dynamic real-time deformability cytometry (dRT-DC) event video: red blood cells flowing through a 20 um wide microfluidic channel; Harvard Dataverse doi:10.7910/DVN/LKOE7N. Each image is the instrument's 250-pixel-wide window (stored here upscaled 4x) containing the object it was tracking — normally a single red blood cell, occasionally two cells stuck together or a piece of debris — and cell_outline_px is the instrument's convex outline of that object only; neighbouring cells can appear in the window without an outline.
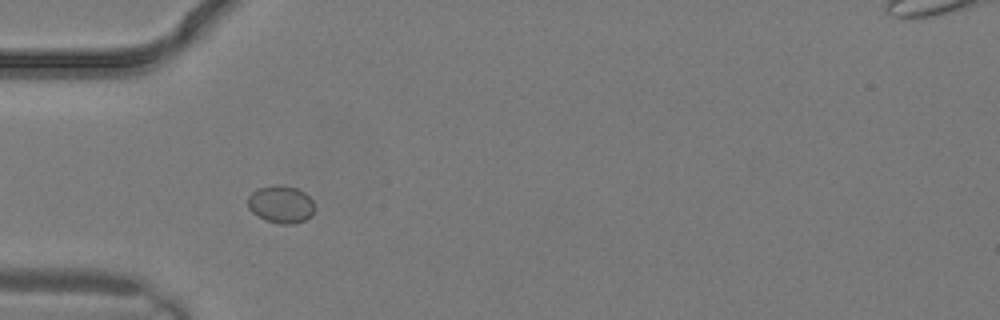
{"species": "common noctule bat (a hibernating species)", "species_latin": "Nyctalus noctula", "temperature_condition": "warm", "stored_images_in_passage": 1, "camera_frame_rate_fps": 3000, "um_per_image_px": 0.085, "animal": {"sex": "male", "body_mass_g": 19.2, "forearm_length_mm": 51.8}, "frame": {"image": 1, "passage_image": 1, "time_ms": 0.0, "image_size_px": [1000, 320], "cell_outline_px": [[312, 216], [304, 220], [292, 224], [280, 224], [264, 220], [252, 212], [248, 208], [248, 196], [256, 188], [276, 184], [280, 184], [296, 188], [304, 192], [312, 200]], "centroid_in_image_um": [23.84, 17.36], "position_along_channel_um": 61.2, "area_um2": 14.62}}